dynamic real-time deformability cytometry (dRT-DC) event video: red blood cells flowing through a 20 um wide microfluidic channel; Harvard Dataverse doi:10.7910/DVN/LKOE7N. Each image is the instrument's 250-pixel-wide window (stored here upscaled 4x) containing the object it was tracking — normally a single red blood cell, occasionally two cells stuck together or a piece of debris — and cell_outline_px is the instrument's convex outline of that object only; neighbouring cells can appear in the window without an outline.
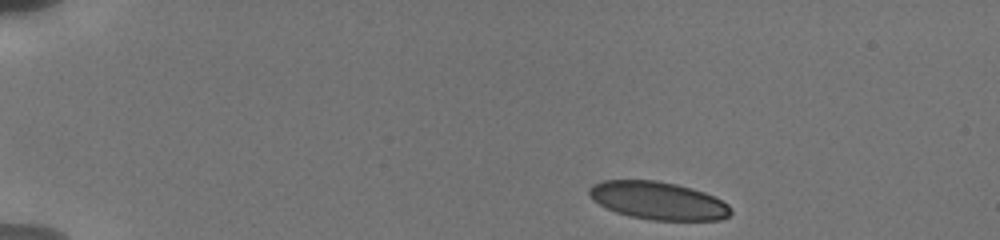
{"species": "human", "species_latin": "Homo sapiens", "temperature_condition": "cold", "stored_images_in_passage": 54, "camera_frame_rate_fps": 3000, "um_per_image_px": 0.085, "donor": {"sex": "male"}, "frame": {"image": 1, "passage_image": 1, "time_ms": 0.0, "image_size_px": [1000, 240], "cell_outline_px": [[732, 212], [728, 216], [720, 220], [652, 220], [628, 216], [616, 212], [592, 200], [588, 192], [588, 188], [592, 184], [604, 180], [656, 180], [676, 184], [692, 188], [704, 192], [728, 204], [732, 208]], "centroid_in_image_um": [55.93, 17.05], "position_along_channel_um": 29.1, "area_um2": 31.27}}
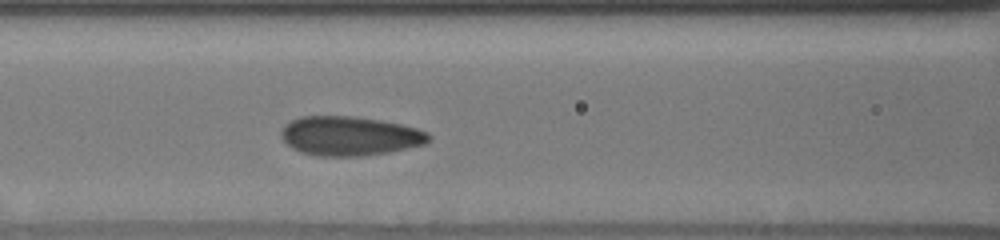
{"frame": {"image": 2, "passage_image": 15, "time_ms": 5.333, "image_size_px": [1000, 240], "cell_outline_px": [[432, 136], [424, 144], [408, 148], [388, 152], [360, 156], [316, 156], [300, 152], [292, 148], [280, 136], [280, 132], [284, 124], [300, 116], [356, 116], [380, 120], [400, 124], [416, 128], [428, 132]], "centroid_in_image_um": [29.7, 11.55], "position_along_channel_um": 136.9, "area_um2": 33.87}}
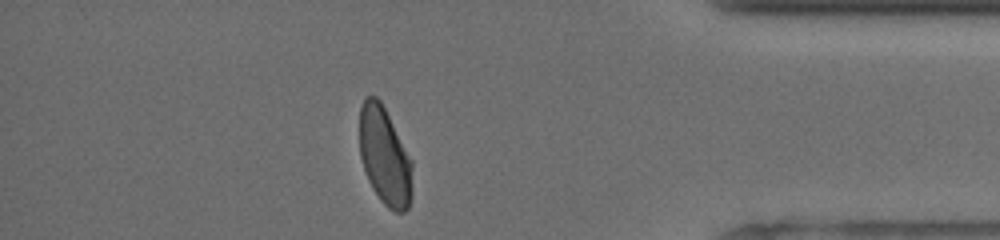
{"frame": {"image": 3, "passage_image": 45, "time_ms": 13.0, "image_size_px": [1000, 240], "cell_outline_px": [[412, 196], [408, 208], [404, 212], [396, 212], [388, 208], [380, 200], [372, 188], [368, 180], [360, 156], [360, 108], [364, 100], [368, 96], [376, 96], [380, 100], [412, 160]], "centroid_in_image_um": [32.71, 13.32], "position_along_channel_um": 402.5, "area_um2": 30.06}, "authors_computed_cell_mechanics": {"area_um2": 32.1946, "velocity_mm_per_s": 3.7991, "shape_relaxation_time_tau1_ms": 5.1428, "shape_relaxation_time_tau2_ms": 0.6907, "deformation_change_tau1": 0.144, "deformation_change_tau2": 0.0562}}